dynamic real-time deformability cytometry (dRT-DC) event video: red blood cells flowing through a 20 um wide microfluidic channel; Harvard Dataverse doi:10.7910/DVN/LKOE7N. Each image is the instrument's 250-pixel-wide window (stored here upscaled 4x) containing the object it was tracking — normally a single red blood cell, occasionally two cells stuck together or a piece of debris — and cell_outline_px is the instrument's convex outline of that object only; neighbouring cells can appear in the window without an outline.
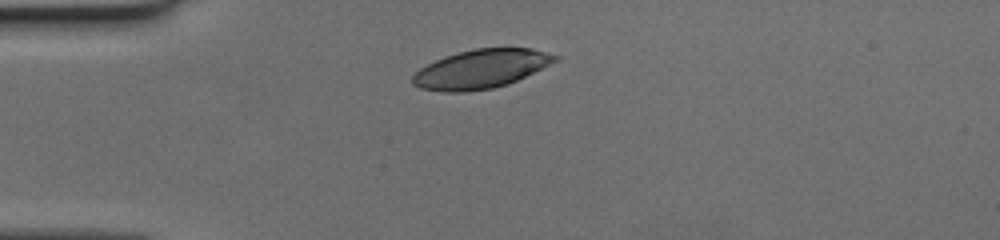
{"species": "human", "species_latin": "Homo sapiens", "temperature_condition": "cold", "stored_images_in_passage": 39, "camera_frame_rate_fps": 3000, "um_per_image_px": 0.085, "donor": {"sex": "female"}, "frame": {"image": 1, "passage_image": 1, "time_ms": 0.0, "image_size_px": [1000, 240], "cell_outline_px": [[560, 60], [516, 80], [492, 88], [464, 92], [444, 92], [420, 88], [412, 84], [412, 76], [420, 68], [444, 56], [476, 48], [532, 48], [560, 56]], "centroid_in_image_um": [40.89, 5.86], "position_along_channel_um": 44.1, "area_um2": 32.02}}
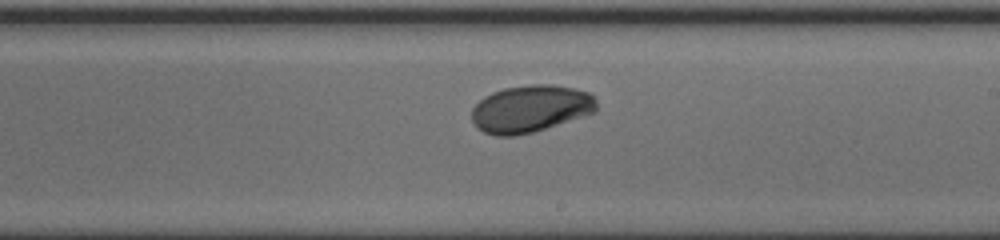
{"frame": {"image": 2, "passage_image": 18, "time_ms": 5.667, "image_size_px": [1000, 240], "cell_outline_px": [[596, 112], [532, 132], [512, 136], [496, 136], [484, 132], [476, 128], [472, 124], [472, 108], [484, 96], [492, 92], [504, 88], [532, 84], [552, 84], [572, 88], [588, 92], [596, 100]], "centroid_in_image_um": [45.05, 9.24], "position_along_channel_um": 243.9, "area_um2": 34.28}}
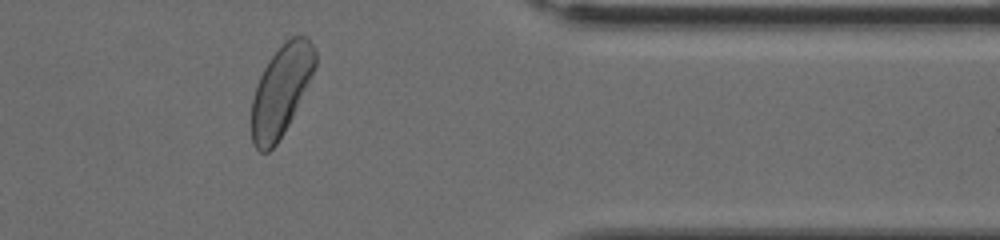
{"frame": {"image": 3, "passage_image": 30, "time_ms": 9.667, "image_size_px": [1000, 240], "cell_outline_px": [[316, 64], [292, 116], [288, 124], [276, 144], [268, 152], [260, 152], [252, 144], [252, 100], [256, 84], [268, 60], [292, 36], [308, 36], [316, 48]], "centroid_in_image_um": [23.88, 7.69], "position_along_channel_um": 387.5, "area_um2": 32.77}}